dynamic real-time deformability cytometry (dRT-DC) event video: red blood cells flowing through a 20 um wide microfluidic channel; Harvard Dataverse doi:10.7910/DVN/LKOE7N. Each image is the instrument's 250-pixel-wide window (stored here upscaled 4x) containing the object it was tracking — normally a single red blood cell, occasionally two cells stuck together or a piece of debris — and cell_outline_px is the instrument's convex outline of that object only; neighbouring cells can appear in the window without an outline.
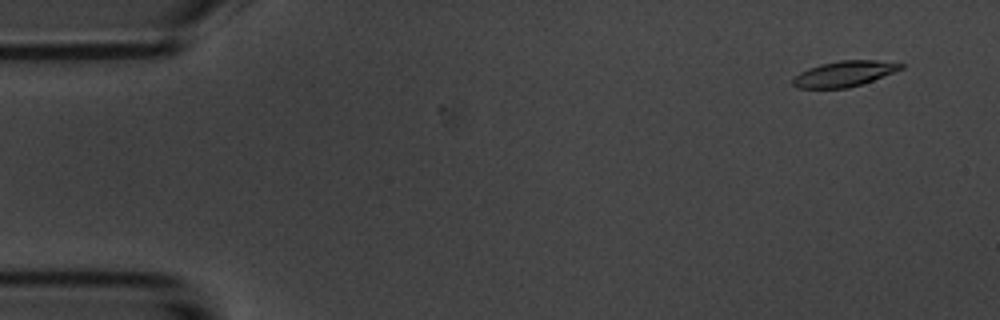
{"species": "common noctule bat (a hibernating species)", "species_latin": "Nyctalus noctula", "temperature_condition": "room temperature", "stored_images_in_passage": 3, "camera_frame_rate_fps": 3000, "um_per_image_px": 0.085, "animal": {"sex": "male", "body_mass_g": 20.1, "forearm_length_mm": 53.5}, "frame": {"image": 1, "passage_image": 2, "time_ms": 1.0, "image_size_px": [1000, 320], "cell_outline_px": [[904, 68], [872, 80], [848, 88], [796, 88], [792, 84], [792, 80], [800, 72], [808, 68], [820, 64], [840, 60], [876, 60], [904, 64]], "centroid_in_image_um": [71.73, 6.26], "position_along_channel_um": 13.3, "area_um2": 15.95}}